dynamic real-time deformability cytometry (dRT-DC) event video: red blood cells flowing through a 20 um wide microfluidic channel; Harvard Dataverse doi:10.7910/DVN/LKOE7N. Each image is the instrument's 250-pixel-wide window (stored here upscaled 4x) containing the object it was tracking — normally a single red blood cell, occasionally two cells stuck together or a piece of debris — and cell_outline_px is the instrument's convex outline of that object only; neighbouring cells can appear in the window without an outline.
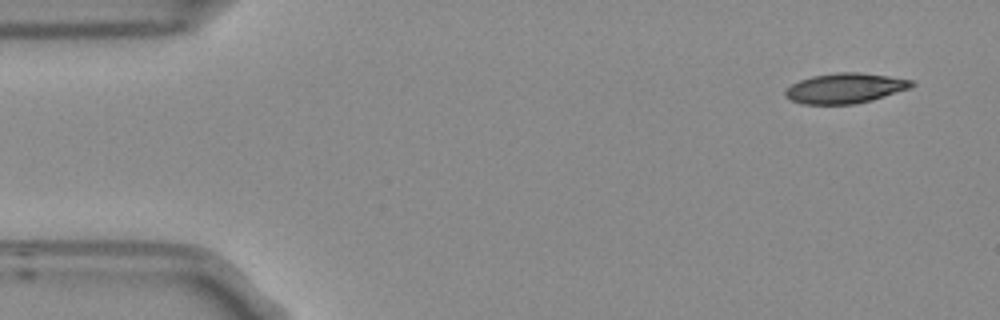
{"species": "Egyptian fruit bat (a non-hibernating species)", "species_latin": "Rousettus aegyptiacus", "temperature_condition": "room temperature", "stored_images_in_passage": 5, "segment_of_instrument_passage": [1, 2], "camera_frame_rate_fps": 3000, "um_per_image_px": 0.085, "frame": {"image": 1, "passage_image": 1, "time_ms": 0.0, "image_size_px": [1000, 320], "cell_outline_px": [[916, 84], [908, 88], [872, 100], [856, 104], [800, 104], [784, 96], [784, 92], [792, 84], [800, 80], [812, 76], [836, 72], [860, 72], [888, 76], [912, 80]], "centroid_in_image_um": [71.81, 7.5], "position_along_channel_um": 13.2, "area_um2": 22.08}}